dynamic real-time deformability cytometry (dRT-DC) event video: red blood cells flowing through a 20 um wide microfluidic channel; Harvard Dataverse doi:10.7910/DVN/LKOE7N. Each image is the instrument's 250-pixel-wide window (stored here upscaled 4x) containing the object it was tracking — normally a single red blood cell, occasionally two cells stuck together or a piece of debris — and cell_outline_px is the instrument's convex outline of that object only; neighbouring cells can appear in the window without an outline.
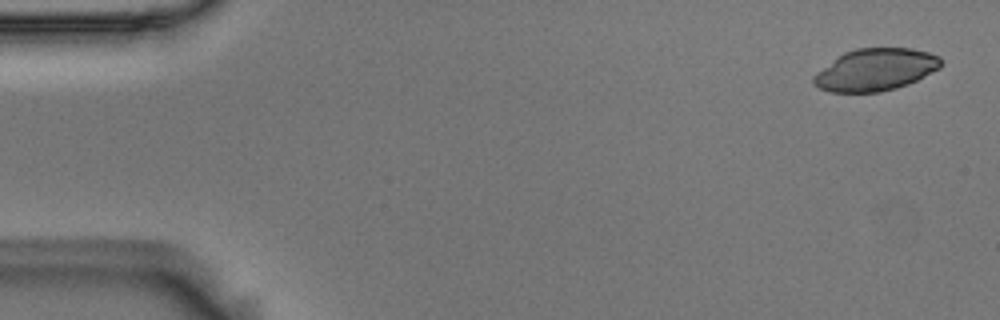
{"species": "Egyptian fruit bat (a non-hibernating species)", "species_latin": "Rousettus aegyptiacus", "temperature_condition": "room temperature", "stored_images_in_passage": 5, "camera_frame_rate_fps": 3000, "um_per_image_px": 0.085, "animal": {"sex": "male"}, "frame": {"image": 1, "passage_image": 1, "time_ms": 0.0, "image_size_px": [1000, 320], "cell_outline_px": [[944, 60], [940, 68], [908, 84], [896, 88], [880, 92], [828, 92], [812, 84], [812, 76], [816, 72], [844, 52], [856, 48], [912, 48], [928, 52], [940, 56]], "centroid_in_image_um": [74.42, 5.92], "position_along_channel_um": 10.6, "area_um2": 31.44}}